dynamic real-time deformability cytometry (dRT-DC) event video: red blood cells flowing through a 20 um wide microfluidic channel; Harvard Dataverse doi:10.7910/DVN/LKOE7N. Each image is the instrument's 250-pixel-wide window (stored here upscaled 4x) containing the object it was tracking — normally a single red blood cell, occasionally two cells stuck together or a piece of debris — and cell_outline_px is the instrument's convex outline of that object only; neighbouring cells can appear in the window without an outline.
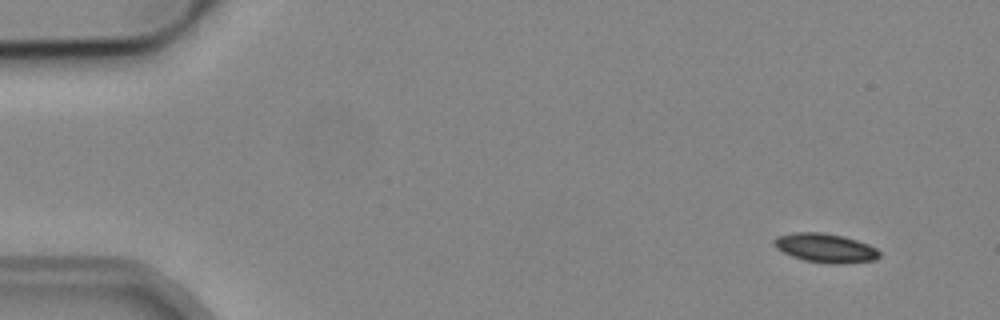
{"species": "common noctule bat (a hibernating species)", "species_latin": "Nyctalus noctula", "temperature_condition": "cold", "stored_images_in_passage": 4, "camera_frame_rate_fps": 3000, "um_per_image_px": 0.085, "animal": {"sex": "male", "body_mass_g": 19.2, "forearm_length_mm": 51.8}, "frame": {"image": 1, "passage_image": 1, "time_ms": 0.0, "image_size_px": [1000, 320], "cell_outline_px": [[880, 256], [876, 260], [804, 260], [792, 256], [776, 248], [772, 244], [772, 240], [776, 236], [792, 232], [820, 232], [844, 236], [868, 244], [876, 248], [880, 252]], "centroid_in_image_um": [70.06, 20.99], "position_along_channel_um": 14.9, "area_um2": 16.82}}